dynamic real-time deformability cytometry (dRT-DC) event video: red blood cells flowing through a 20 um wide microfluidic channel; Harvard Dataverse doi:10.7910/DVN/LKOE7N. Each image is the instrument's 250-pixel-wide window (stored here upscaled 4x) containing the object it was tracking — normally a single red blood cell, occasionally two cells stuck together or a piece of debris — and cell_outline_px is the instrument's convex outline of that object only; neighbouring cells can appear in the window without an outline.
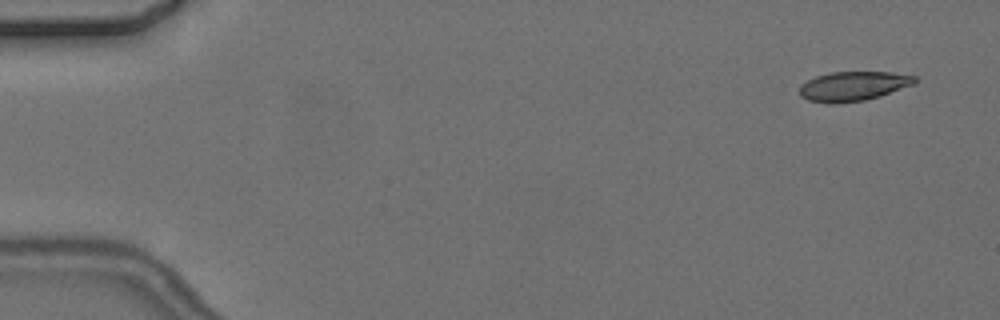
{"species": "common noctule bat (a hibernating species)", "species_latin": "Nyctalus noctula", "temperature_condition": "cold", "stored_images_in_passage": 5, "camera_frame_rate_fps": 3000, "um_per_image_px": 0.085, "animal": {"sex": "female", "body_mass_g": 24.6, "forearm_length_mm": 56.2}, "frame": {"image": 1, "passage_image": 2, "time_ms": 1.0, "image_size_px": [1000, 320], "cell_outline_px": [[916, 84], [880, 96], [864, 100], [832, 104], [828, 104], [808, 100], [800, 96], [800, 84], [816, 76], [832, 72], [892, 72], [916, 76]], "centroid_in_image_um": [72.53, 7.32], "position_along_channel_um": 12.5, "area_um2": 19.88}}
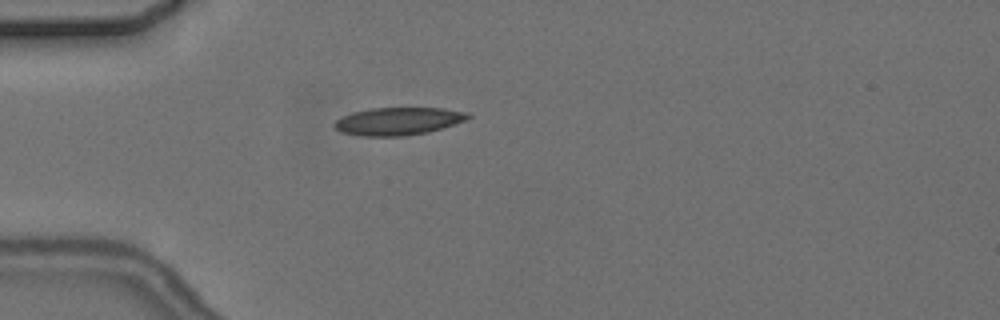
{"frame": {"image": 2, "passage_image": 5, "time_ms": 5.333, "image_size_px": [1000, 320], "cell_outline_px": [[472, 116], [468, 120], [428, 132], [404, 136], [360, 136], [340, 132], [332, 124], [336, 120], [352, 112], [372, 108], [444, 108], [468, 112]], "centroid_in_image_um": [33.87, 10.3], "position_along_channel_um": 51.1, "area_um2": 21.68}}